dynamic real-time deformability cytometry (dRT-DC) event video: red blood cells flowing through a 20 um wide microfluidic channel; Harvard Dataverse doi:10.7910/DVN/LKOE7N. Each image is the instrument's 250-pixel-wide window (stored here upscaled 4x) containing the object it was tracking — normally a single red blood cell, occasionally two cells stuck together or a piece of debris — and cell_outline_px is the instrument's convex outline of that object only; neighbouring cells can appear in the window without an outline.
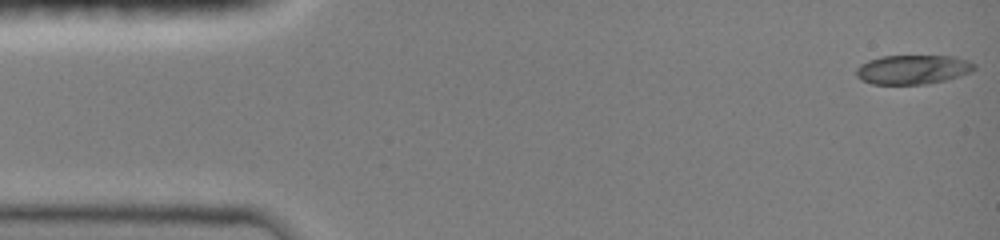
{"species": "common noctule bat (a hibernating species)", "species_latin": "Nyctalus noctula", "temperature_condition": "room temperature", "stored_images_in_passage": 47, "camera_frame_rate_fps": 3000, "um_per_image_px": 0.085, "animal": {"sex": "female", "body_mass_g": 19.0, "forearm_length_mm": 51.5}, "frame": {"image": 1, "passage_image": 1, "time_ms": 0.0, "image_size_px": [1000, 240], "cell_outline_px": [[976, 68], [972, 72], [944, 80], [924, 84], [872, 84], [860, 80], [856, 76], [856, 68], [860, 64], [868, 60], [880, 56], [956, 56], [968, 60], [976, 64]], "centroid_in_image_um": [77.58, 5.9], "position_along_channel_um": 7.4, "area_um2": 20.29}}
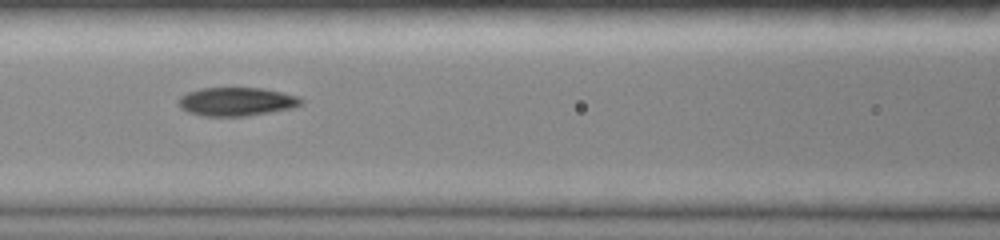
{"frame": {"image": 2, "passage_image": 20, "time_ms": 6.333, "image_size_px": [1000, 240], "cell_outline_px": [[304, 104], [292, 108], [244, 116], [204, 116], [188, 112], [180, 108], [176, 104], [176, 100], [180, 96], [188, 92], [200, 88], [264, 88], [300, 96], [304, 100]], "centroid_in_image_um": [20.09, 8.63], "position_along_channel_um": 146.5, "area_um2": 20.63}}
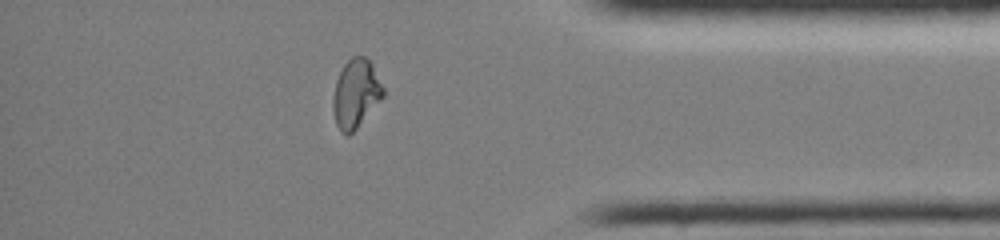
{"frame": {"image": 3, "passage_image": 40, "time_ms": 13.0, "image_size_px": [1000, 240], "cell_outline_px": [[384, 96], [356, 128], [348, 136], [340, 132], [336, 124], [332, 112], [332, 96], [336, 80], [344, 64], [352, 56], [364, 56], [372, 64], [384, 88]], "centroid_in_image_um": [30.22, 7.96], "position_along_channel_um": 405.0, "area_um2": 20.06}, "authors_computed_cell_mechanics": {"area_um2": 20.4612, "velocity_mm_per_s": 4.071, "shape_relaxation_time_tau1_ms": 7.783, "shape_relaxation_time_tau2_ms": 2.0778, "deformation_change_tau1": 0.299, "deformation_change_tau2": 0.0669}}